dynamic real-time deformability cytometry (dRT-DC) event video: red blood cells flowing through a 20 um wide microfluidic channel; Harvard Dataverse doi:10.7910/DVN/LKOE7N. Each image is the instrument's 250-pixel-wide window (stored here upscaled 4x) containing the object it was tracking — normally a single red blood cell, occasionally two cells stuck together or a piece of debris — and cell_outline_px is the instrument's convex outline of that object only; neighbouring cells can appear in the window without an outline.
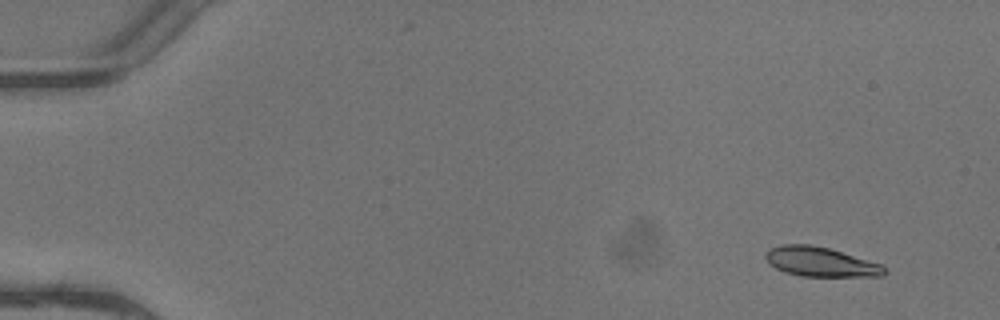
{"species": "common noctule bat (a hibernating species)", "species_latin": "Nyctalus noctula", "temperature_condition": "warm", "stored_images_in_passage": 6, "camera_frame_rate_fps": 3000, "um_per_image_px": 0.085, "animal": {"sex": "female"}, "frame": {"image": 1, "passage_image": 1, "time_ms": 0.0, "image_size_px": [1000, 320], "cell_outline_px": [[888, 272], [880, 276], [800, 276], [784, 272], [768, 264], [764, 256], [764, 252], [768, 248], [780, 244], [812, 244], [828, 248], [880, 264]], "centroid_in_image_um": [69.65, 22.25], "position_along_channel_um": 15.4, "area_um2": 20.46}}
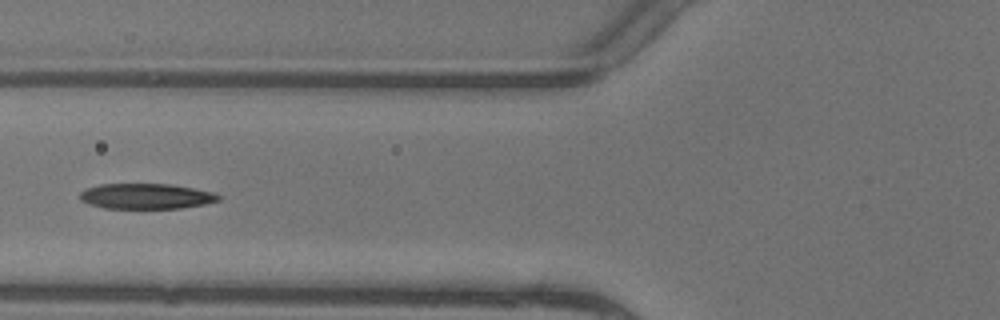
{"frame": {"image": 2, "passage_image": 5, "time_ms": 1.333, "image_size_px": [1000, 320], "cell_outline_px": [[220, 200], [204, 204], [180, 208], [104, 208], [88, 204], [80, 200], [80, 192], [88, 188], [100, 184], [172, 184], [216, 192], [220, 196]], "centroid_in_image_um": [12.44, 16.67], "position_along_channel_um": 113.4, "area_um2": 20.58}}
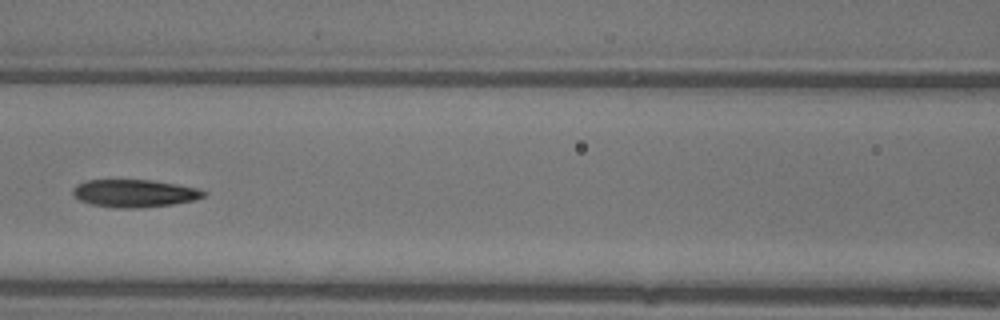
{"frame": {"image": 3, "passage_image": 6, "time_ms": 1.667, "image_size_px": [1000, 320], "cell_outline_px": [[208, 192], [204, 196], [196, 200], [172, 204], [136, 208], [116, 208], [92, 204], [80, 200], [72, 192], [72, 188], [76, 184], [84, 180], [152, 180], [200, 188]], "centroid_in_image_um": [11.45, 16.42], "position_along_channel_um": 155.1, "area_um2": 21.15}}